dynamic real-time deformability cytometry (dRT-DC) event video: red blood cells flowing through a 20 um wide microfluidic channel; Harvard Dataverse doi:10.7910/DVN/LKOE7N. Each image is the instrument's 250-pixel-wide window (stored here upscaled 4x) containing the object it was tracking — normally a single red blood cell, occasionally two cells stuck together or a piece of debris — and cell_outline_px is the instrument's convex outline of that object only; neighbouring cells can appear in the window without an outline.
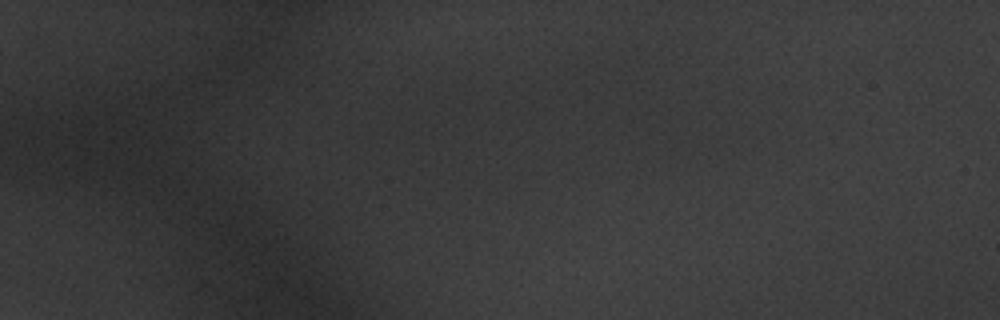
{"species": "common noctule bat (a hibernating species)", "species_latin": "Nyctalus noctula", "temperature_condition": "warm", "stored_images_in_passage": 3, "camera_frame_rate_fps": 3000, "um_per_image_px": 0.085, "animal": {"sex": "male", "body_mass_g": 20.1, "forearm_length_mm": 53.5}, "frame": {"image": 1, "passage_image": 1, "time_ms": 0.0, "image_size_px": [1000, 320], "cell_outline_px": [[640, 60], [632, 84], [572, 88], [572, 68], [576, 64], [640, 40]], "centroid_in_image_um": [51.72, 5.79], "position_along_channel_um": 33.3, "area_um2": 15.49}}